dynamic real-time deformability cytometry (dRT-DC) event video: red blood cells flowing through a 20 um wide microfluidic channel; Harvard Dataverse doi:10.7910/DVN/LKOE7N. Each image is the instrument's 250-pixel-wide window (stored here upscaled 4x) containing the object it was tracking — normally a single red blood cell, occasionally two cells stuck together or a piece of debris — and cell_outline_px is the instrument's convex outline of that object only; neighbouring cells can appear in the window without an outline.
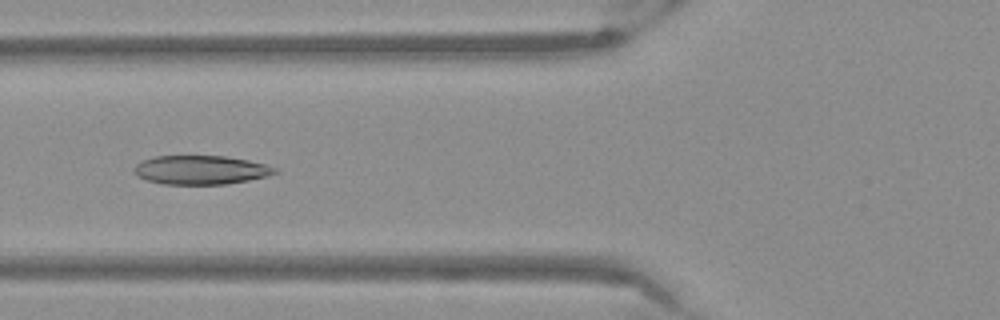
{"species": "Egyptian fruit bat (a non-hibernating species)", "species_latin": "Rousettus aegyptiacus", "temperature_condition": "warm", "stored_images_in_passage": 52, "camera_frame_rate_fps": 3000, "um_per_image_px": 0.085, "frame": {"image": 1, "passage_image": 20, "time_ms": 6.333, "image_size_px": [1000, 320], "cell_outline_px": [[280, 172], [268, 176], [248, 180], [224, 184], [164, 184], [148, 180], [136, 176], [132, 172], [136, 164], [144, 160], [156, 156], [224, 156], [248, 160], [264, 164], [276, 168]], "centroid_in_image_um": [17.06, 14.44], "position_along_channel_um": 108.7, "area_um2": 23.64}}
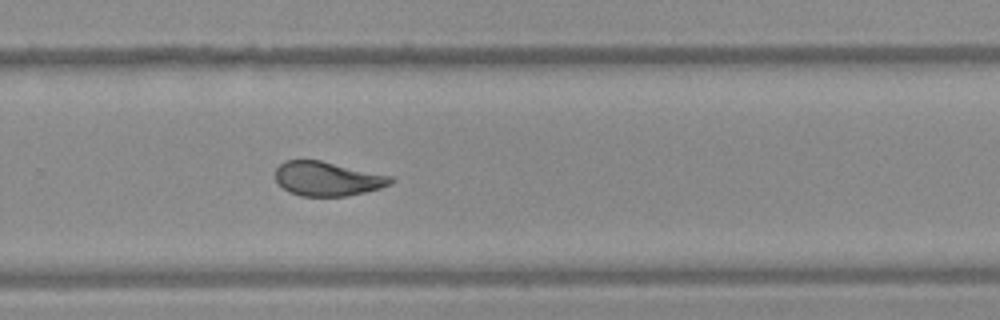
{"frame": {"image": 2, "passage_image": 35, "time_ms": 11.333, "image_size_px": [1000, 320], "cell_outline_px": [[396, 180], [392, 184], [380, 188], [348, 196], [300, 196], [288, 192], [276, 180], [276, 168], [284, 160], [320, 160], [392, 176]], "centroid_in_image_um": [27.85, 15.19], "position_along_channel_um": 302.0, "area_um2": 23.06}}
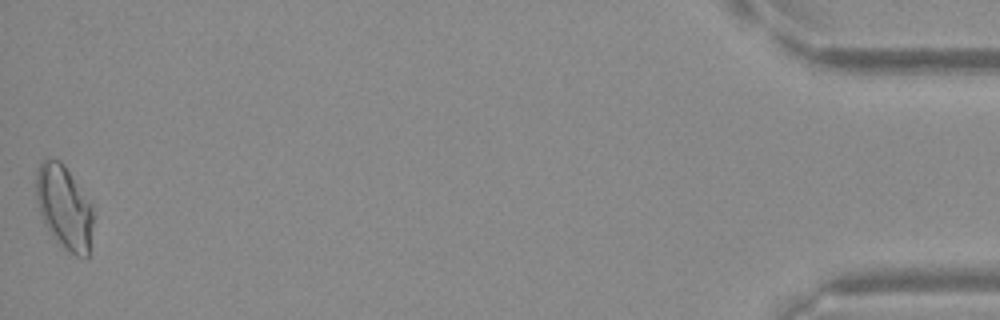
{"frame": {"image": 3, "passage_image": 52, "time_ms": 17.0, "image_size_px": [1000, 320], "cell_outline_px": [[92, 224], [88, 256], [76, 256], [64, 248], [52, 236], [44, 224], [36, 200], [36, 172], [40, 164], [44, 160], [60, 160], [92, 204]], "centroid_in_image_um": [5.44, 17.63], "position_along_channel_um": 429.8, "area_um2": 27.4}}